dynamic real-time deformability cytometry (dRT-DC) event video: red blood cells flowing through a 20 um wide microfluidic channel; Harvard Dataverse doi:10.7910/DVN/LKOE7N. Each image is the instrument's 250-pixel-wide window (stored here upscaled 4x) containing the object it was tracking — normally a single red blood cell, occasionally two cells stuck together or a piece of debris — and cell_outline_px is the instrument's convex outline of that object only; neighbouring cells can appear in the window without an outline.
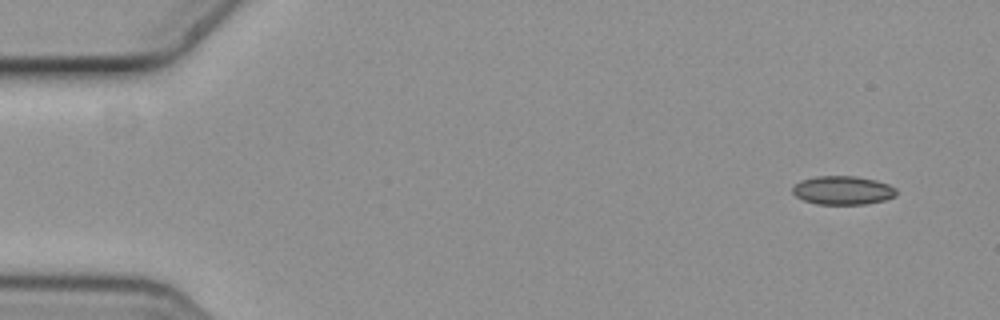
{"species": "common noctule bat (a hibernating species)", "species_latin": "Nyctalus noctula", "temperature_condition": "cold", "stored_images_in_passage": 5, "camera_frame_rate_fps": 3000, "um_per_image_px": 0.085, "animal": {"sex": "female", "body_mass_g": 19.3, "forearm_length_mm": 54.1}, "frame": {"image": 1, "passage_image": 1, "time_ms": 0.0, "image_size_px": [1000, 320], "cell_outline_px": [[896, 196], [884, 200], [864, 204], [816, 204], [804, 200], [796, 196], [792, 192], [792, 188], [800, 180], [816, 176], [856, 176], [876, 180], [888, 184], [896, 188]], "centroid_in_image_um": [71.63, 16.17], "position_along_channel_um": 13.4, "area_um2": 17.34}}
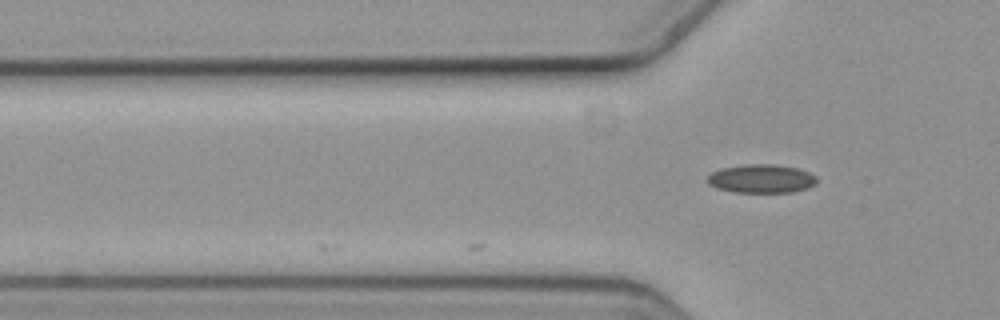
{"frame": {"image": 2, "passage_image": 5, "time_ms": 1.333, "image_size_px": [1000, 320], "cell_outline_px": [[816, 184], [808, 188], [792, 192], [736, 192], [716, 188], [708, 184], [708, 176], [712, 172], [720, 168], [744, 164], [772, 164], [796, 168], [808, 172], [816, 176]], "centroid_in_image_um": [64.7, 15.19], "position_along_channel_um": 61.1, "area_um2": 18.21}}